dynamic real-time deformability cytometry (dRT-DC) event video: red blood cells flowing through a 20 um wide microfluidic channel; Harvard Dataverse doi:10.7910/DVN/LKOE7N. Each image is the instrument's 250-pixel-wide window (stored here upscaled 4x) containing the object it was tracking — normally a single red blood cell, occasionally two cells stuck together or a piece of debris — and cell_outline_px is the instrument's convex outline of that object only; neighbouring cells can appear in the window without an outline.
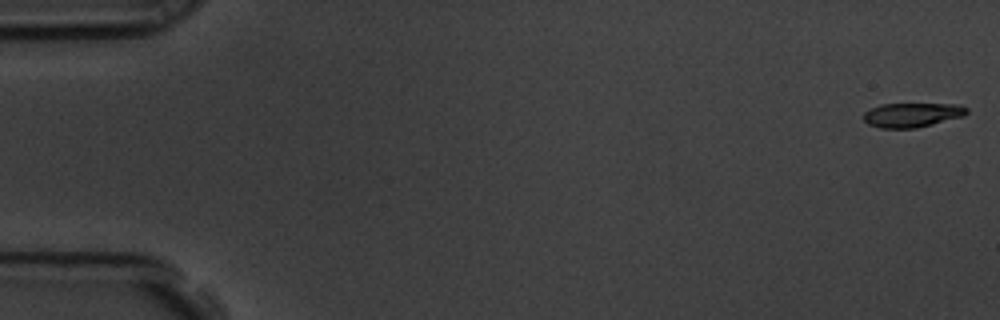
{"species": "common noctule bat (a hibernating species)", "species_latin": "Nyctalus noctula", "temperature_condition": "room temperature", "stored_images_in_passage": 58, "camera_frame_rate_fps": 3000, "um_per_image_px": 0.085, "animal": {"sex": "male", "body_mass_g": 19.5, "forearm_length_mm": 54.6}, "frame": {"image": 1, "passage_image": 1, "time_ms": 0.0, "image_size_px": [1000, 320], "cell_outline_px": [[968, 112], [964, 116], [916, 128], [880, 128], [868, 124], [864, 120], [864, 112], [880, 104], [960, 104], [968, 108]], "centroid_in_image_um": [77.54, 9.76], "position_along_channel_um": 7.5, "area_um2": 14.62}}
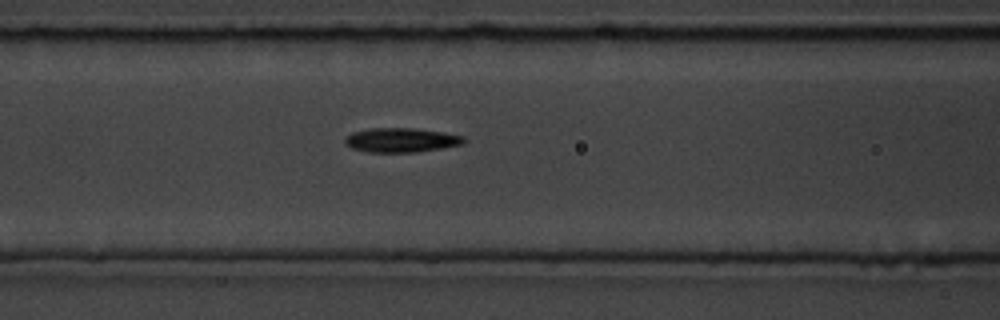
{"frame": {"image": 2, "passage_image": 24, "time_ms": 7.667, "image_size_px": [1000, 320], "cell_outline_px": [[464, 144], [416, 152], [368, 152], [352, 148], [344, 144], [344, 140], [352, 132], [368, 128], [412, 128], [440, 132], [464, 136]], "centroid_in_image_um": [34.06, 11.91], "position_along_channel_um": 132.5, "area_um2": 16.7}}
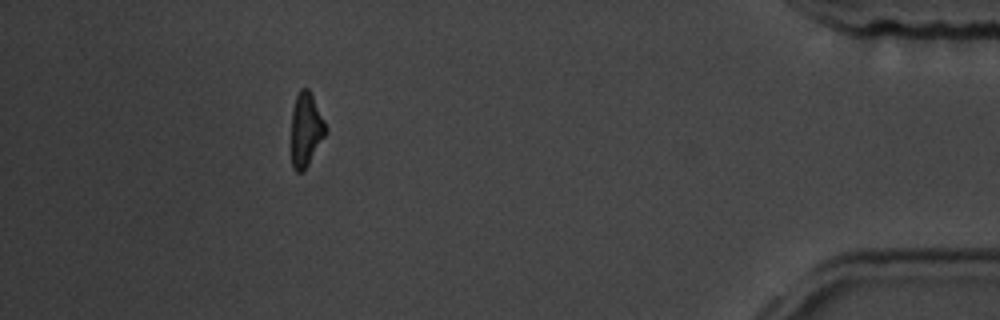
{"frame": {"image": 3, "passage_image": 52, "time_ms": 17.0, "image_size_px": [1000, 320], "cell_outline_px": [[328, 132], [308, 164], [300, 172], [296, 172], [292, 168], [292, 108], [296, 96], [300, 88], [308, 88], [328, 128]], "centroid_in_image_um": [26.01, 11.0], "position_along_channel_um": 409.2, "area_um2": 14.68}, "authors_computed_cell_mechanics": {"area_um2": 15.895, "velocity_mm_per_s": 3.5626, "shape_relaxation_time_tau1_ms": 2.7551, "shape_relaxation_time_tau2_ms": 10.8882, "deformation_change_tau1": 0.1504, "deformation_change_tau2": 0.1979}}